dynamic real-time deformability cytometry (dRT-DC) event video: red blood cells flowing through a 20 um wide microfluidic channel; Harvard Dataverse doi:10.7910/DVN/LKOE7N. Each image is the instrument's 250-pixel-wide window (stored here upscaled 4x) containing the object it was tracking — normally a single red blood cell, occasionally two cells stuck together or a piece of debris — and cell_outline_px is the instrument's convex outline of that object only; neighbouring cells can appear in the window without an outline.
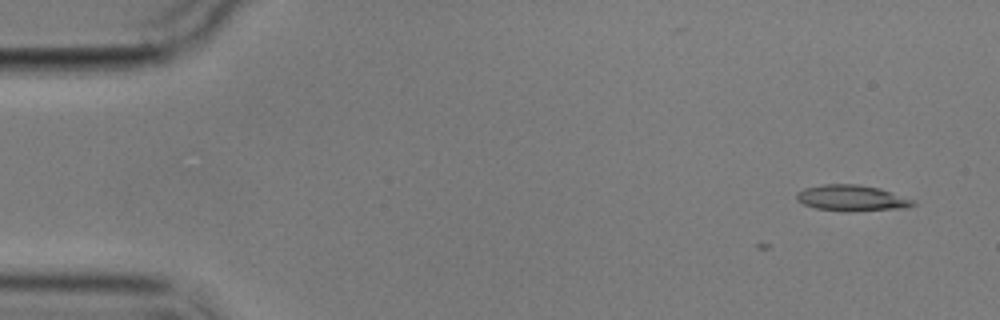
{"species": "common noctule bat (a hibernating species)", "species_latin": "Nyctalus noctula", "temperature_condition": "cold", "stored_images_in_passage": 2, "camera_frame_rate_fps": 3000, "um_per_image_px": 0.085, "animal": {"sex": "male", "body_mass_g": 17.9}, "frame": {"image": 1, "passage_image": 2, "time_ms": 1.0, "image_size_px": [1000, 320], "cell_outline_px": [[916, 204], [908, 208], [852, 212], [848, 212], [816, 208], [804, 204], [796, 200], [796, 192], [804, 188], [824, 184], [860, 184], [880, 188], [916, 200]], "centroid_in_image_um": [72.44, 16.84], "position_along_channel_um": 12.6, "area_um2": 18.03}}